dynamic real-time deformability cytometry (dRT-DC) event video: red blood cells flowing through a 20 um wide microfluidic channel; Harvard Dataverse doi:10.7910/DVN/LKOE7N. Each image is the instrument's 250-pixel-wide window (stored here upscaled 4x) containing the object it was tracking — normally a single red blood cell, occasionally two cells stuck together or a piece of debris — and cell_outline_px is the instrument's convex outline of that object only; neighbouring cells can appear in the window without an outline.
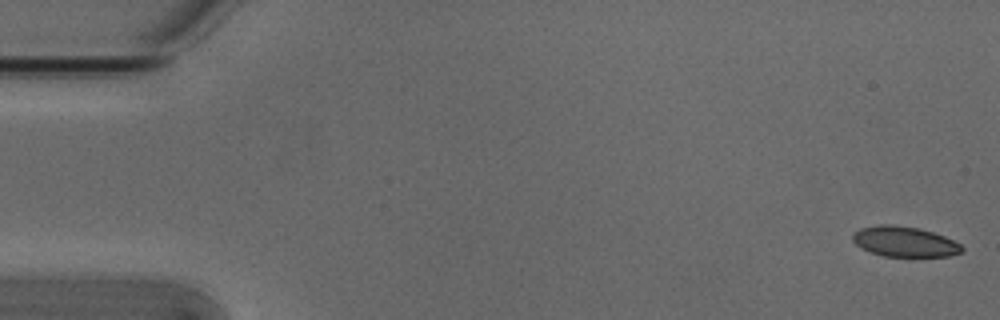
{"species": "Egyptian fruit bat (a non-hibernating species)", "species_latin": "Rousettus aegyptiacus", "temperature_condition": "cold", "stored_images_in_passage": 52, "camera_frame_rate_fps": 3000, "um_per_image_px": 0.085, "animal": {"sex": "male"}, "frame": {"image": 1, "passage_image": 1, "time_ms": 0.0, "image_size_px": [1000, 320], "cell_outline_px": [[964, 248], [960, 252], [948, 256], [912, 260], [884, 256], [860, 248], [852, 240], [852, 236], [860, 228], [880, 224], [892, 224], [920, 228], [944, 236], [960, 244]], "centroid_in_image_um": [76.9, 20.59], "position_along_channel_um": 8.1, "area_um2": 20.06}}
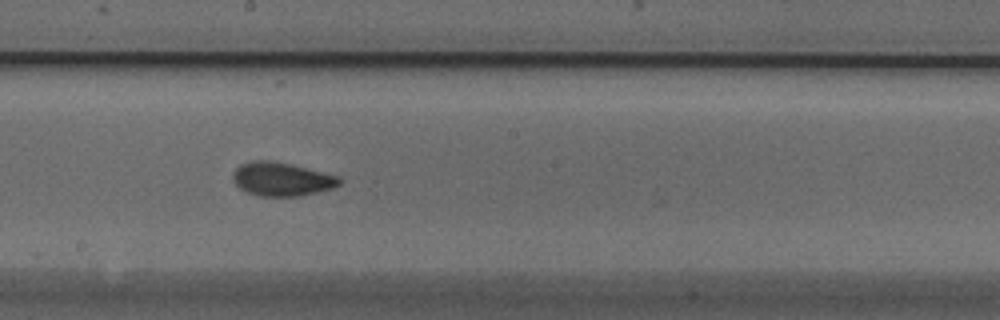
{"frame": {"image": 2, "passage_image": 29, "time_ms": 9.333, "image_size_px": [1000, 320], "cell_outline_px": [[340, 184], [332, 188], [300, 196], [260, 196], [248, 192], [240, 188], [232, 180], [232, 176], [236, 168], [240, 164], [252, 160], [268, 160], [288, 164], [340, 176]], "centroid_in_image_um": [23.92, 15.23], "position_along_channel_um": 224.3, "area_um2": 20.63}}
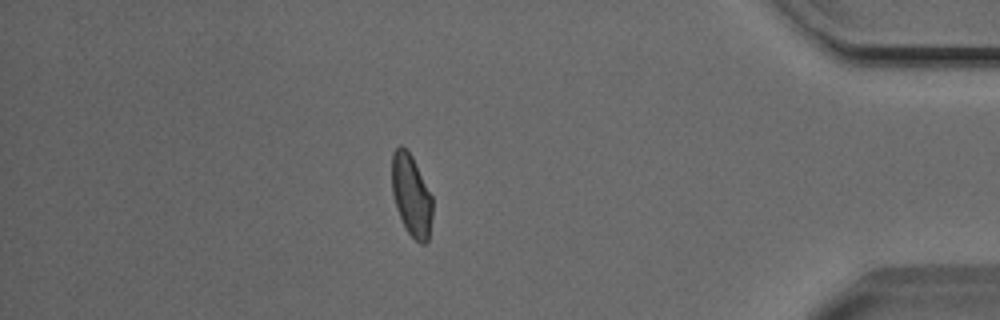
{"frame": {"image": 3, "passage_image": 46, "time_ms": 15.0, "image_size_px": [1000, 320], "cell_outline_px": [[432, 216], [428, 240], [424, 244], [420, 244], [408, 232], [396, 208], [392, 192], [392, 152], [400, 144], [408, 148], [432, 196]], "centroid_in_image_um": [34.96, 16.56], "position_along_channel_um": 400.2, "area_um2": 19.31}}